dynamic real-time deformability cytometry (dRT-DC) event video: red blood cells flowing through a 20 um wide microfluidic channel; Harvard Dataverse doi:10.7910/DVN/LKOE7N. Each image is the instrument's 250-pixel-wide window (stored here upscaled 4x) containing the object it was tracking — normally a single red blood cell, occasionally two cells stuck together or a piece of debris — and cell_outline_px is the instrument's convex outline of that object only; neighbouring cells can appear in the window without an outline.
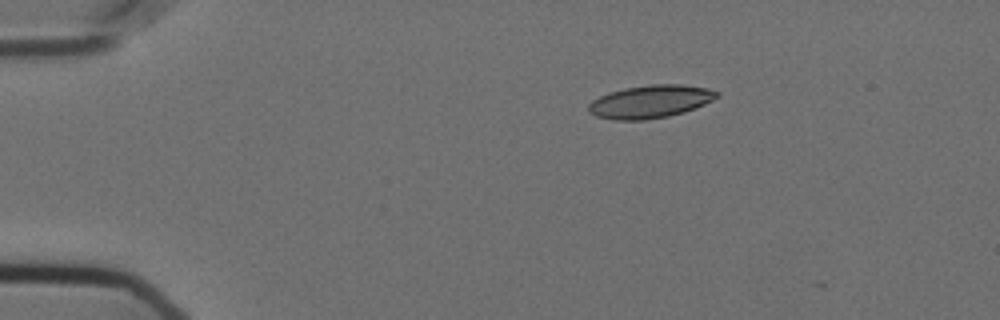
{"species": "Egyptian fruit bat (a non-hibernating species)", "species_latin": "Rousettus aegyptiacus", "temperature_condition": "cold", "stored_images_in_passage": 5, "camera_frame_rate_fps": 3000, "um_per_image_px": 0.085, "animal": {"sex": "female"}, "frame": {"image": 1, "passage_image": 1, "time_ms": 0.0, "image_size_px": [1000, 320], "cell_outline_px": [[720, 96], [704, 104], [684, 112], [668, 116], [644, 120], [612, 120], [596, 116], [588, 112], [588, 104], [592, 100], [608, 92], [624, 88], [648, 84], [680, 84], [708, 88], [720, 92]], "centroid_in_image_um": [55.26, 8.63], "position_along_channel_um": 29.7, "area_um2": 24.8}}